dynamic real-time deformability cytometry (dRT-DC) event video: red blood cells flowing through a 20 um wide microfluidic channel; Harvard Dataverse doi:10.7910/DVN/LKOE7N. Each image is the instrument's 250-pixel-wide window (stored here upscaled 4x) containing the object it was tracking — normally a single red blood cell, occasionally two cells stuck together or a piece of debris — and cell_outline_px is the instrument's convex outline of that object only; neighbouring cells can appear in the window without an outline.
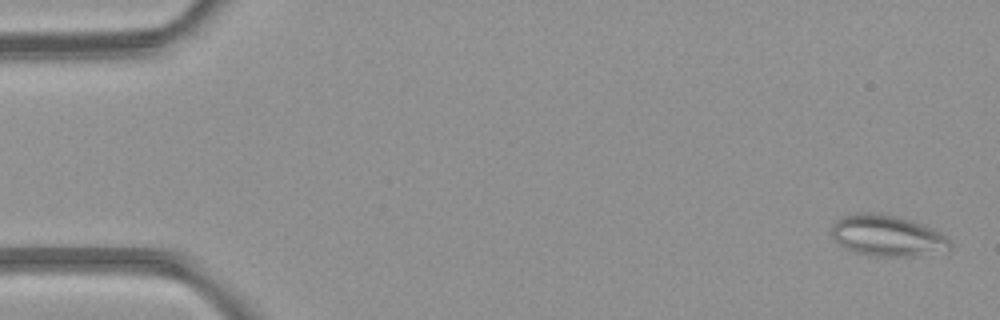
{"species": "common noctule bat (a hibernating species)", "species_latin": "Nyctalus noctula", "temperature_condition": "room temperature", "stored_images_in_passage": 5, "camera_frame_rate_fps": 3000, "um_per_image_px": 0.085, "animal": {"sex": "female", "body_mass_g": 21.9}, "frame": {"image": 1, "passage_image": 1, "time_ms": 0.0, "image_size_px": [1000, 320], "cell_outline_px": [[952, 248], [948, 252], [912, 256], [868, 256], [852, 252], [844, 248], [832, 236], [832, 224], [836, 220], [844, 216], [860, 212], [880, 212], [896, 216], [920, 224], [940, 232], [952, 244]], "centroid_in_image_um": [75.42, 20.05], "position_along_channel_um": 9.6, "area_um2": 28.61}}